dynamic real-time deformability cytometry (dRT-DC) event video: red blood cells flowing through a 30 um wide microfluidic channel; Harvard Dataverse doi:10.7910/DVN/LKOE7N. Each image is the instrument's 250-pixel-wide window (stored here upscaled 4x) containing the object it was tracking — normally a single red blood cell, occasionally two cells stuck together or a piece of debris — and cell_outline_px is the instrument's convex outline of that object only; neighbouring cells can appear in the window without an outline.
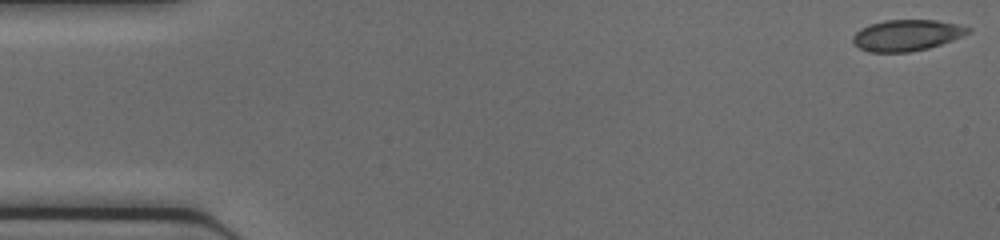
{"species": "common noctule bat (a hibernating species)", "species_latin": "Nyctalus noctula", "temperature_condition": "cold", "stored_images_in_passage": 42, "camera_frame_rate_fps": 3000, "um_per_image_px": 0.085, "animal": {"sex": "female", "body_mass_g": 17.0, "forearm_length_mm": 48.0}, "frame": {"image": 1, "passage_image": 1, "time_ms": 0.0, "image_size_px": [1000, 240], "cell_outline_px": [[972, 32], [964, 36], [928, 48], [908, 52], [868, 52], [852, 44], [852, 36], [860, 28], [868, 24], [884, 20], [936, 20], [960, 24], [972, 28]], "centroid_in_image_um": [77.08, 2.99], "position_along_channel_um": 7.9, "area_um2": 21.21}}
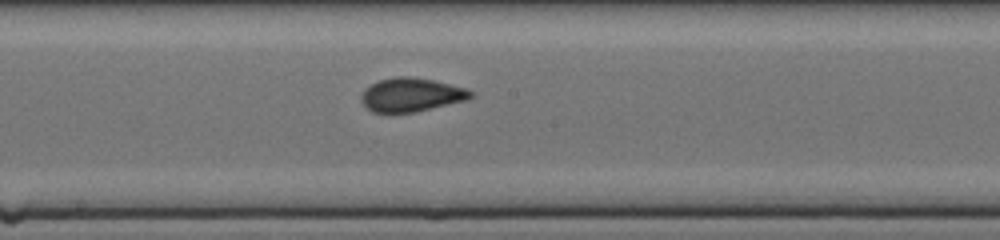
{"frame": {"image": 2, "passage_image": 24, "time_ms": 7.667, "image_size_px": [1000, 240], "cell_outline_px": [[476, 96], [468, 100], [416, 112], [372, 112], [360, 100], [360, 96], [364, 88], [380, 80], [400, 76], [408, 76], [432, 80], [468, 88], [476, 92]], "centroid_in_image_um": [35.02, 8.06], "position_along_channel_um": 213.2, "area_um2": 21.68}}
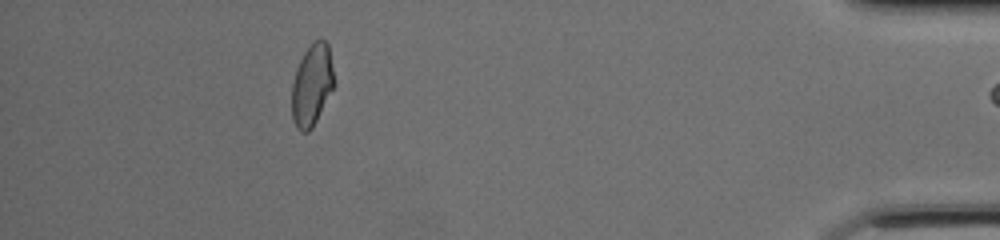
{"frame": {"image": 3, "passage_image": 41, "time_ms": 13.333, "image_size_px": [1000, 240], "cell_outline_px": [[336, 84], [312, 128], [308, 132], [300, 132], [296, 128], [292, 120], [292, 84], [296, 68], [304, 52], [316, 40], [324, 40], [328, 44]], "centroid_in_image_um": [26.52, 7.26], "position_along_channel_um": 408.7, "area_um2": 20.23}}